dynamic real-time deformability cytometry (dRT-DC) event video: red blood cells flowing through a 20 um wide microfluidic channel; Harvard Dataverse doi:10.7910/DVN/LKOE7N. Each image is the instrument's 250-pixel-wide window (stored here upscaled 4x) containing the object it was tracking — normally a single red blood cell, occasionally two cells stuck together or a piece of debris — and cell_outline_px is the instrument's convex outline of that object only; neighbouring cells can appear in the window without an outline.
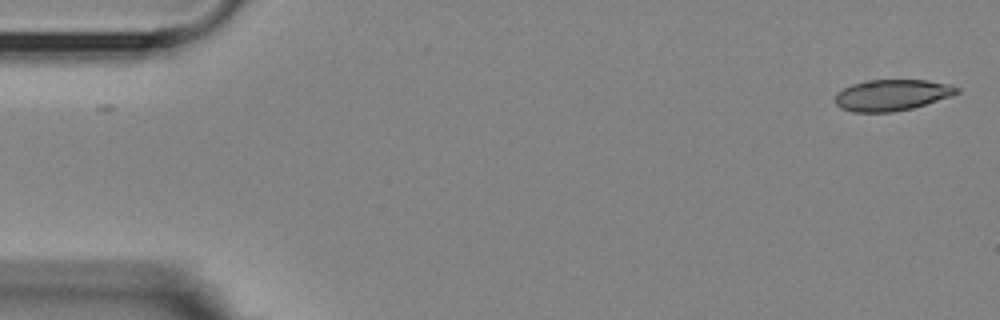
{"species": "Egyptian fruit bat (a non-hibernating species)", "species_latin": "Rousettus aegyptiacus", "temperature_condition": "room temperature", "stored_images_in_passage": 23, "camera_frame_rate_fps": 3000, "um_per_image_px": 0.085, "animal": {"sex": "female"}, "frame": {"image": 1, "passage_image": 1, "time_ms": 0.0, "image_size_px": [1000, 320], "cell_outline_px": [[960, 92], [952, 96], [912, 108], [892, 112], [852, 112], [840, 108], [836, 104], [836, 92], [852, 84], [864, 80], [928, 80], [952, 84], [960, 88]], "centroid_in_image_um": [75.83, 8.07], "position_along_channel_um": 9.2, "area_um2": 22.31}}
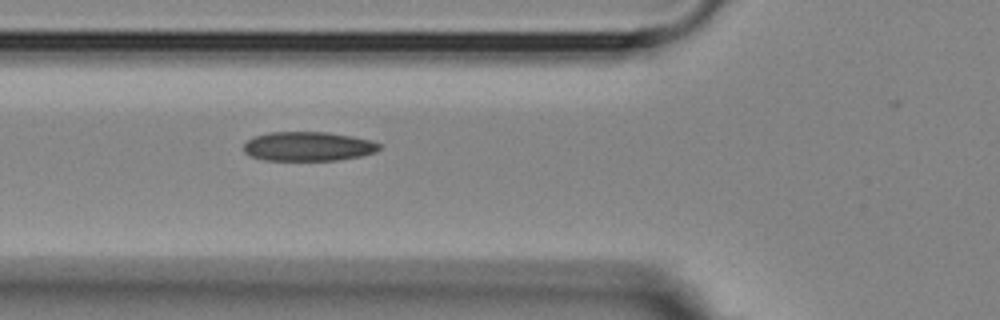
{"frame": {"image": 2, "passage_image": 19, "time_ms": 6.0, "image_size_px": [1000, 320], "cell_outline_px": [[384, 144], [376, 152], [360, 156], [336, 160], [264, 160], [248, 156], [244, 152], [244, 144], [252, 136], [268, 132], [328, 132], [352, 136], [372, 140]], "centroid_in_image_um": [26.19, 12.43], "position_along_channel_um": 99.6, "area_um2": 23.41}}
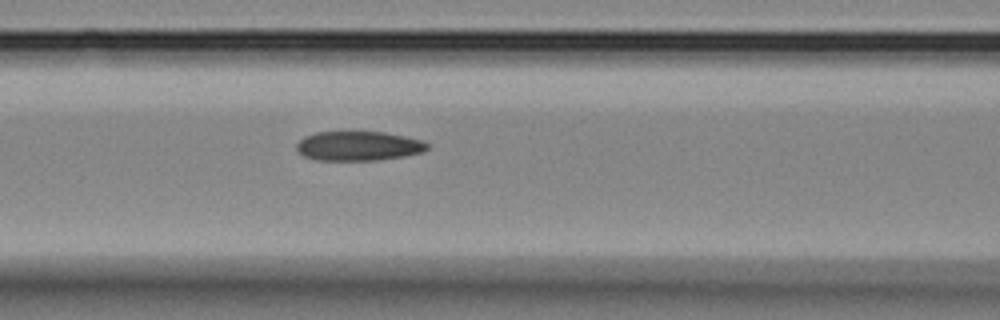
{"frame": {"image": 3, "passage_image": 22, "time_ms": 7.0, "image_size_px": [1000, 320], "cell_outline_px": [[428, 148], [424, 152], [404, 156], [376, 160], [316, 160], [304, 156], [296, 148], [296, 144], [304, 136], [316, 132], [384, 132], [404, 136], [420, 140], [428, 144]], "centroid_in_image_um": [30.46, 12.41], "position_along_channel_um": 136.1, "area_um2": 22.31}}